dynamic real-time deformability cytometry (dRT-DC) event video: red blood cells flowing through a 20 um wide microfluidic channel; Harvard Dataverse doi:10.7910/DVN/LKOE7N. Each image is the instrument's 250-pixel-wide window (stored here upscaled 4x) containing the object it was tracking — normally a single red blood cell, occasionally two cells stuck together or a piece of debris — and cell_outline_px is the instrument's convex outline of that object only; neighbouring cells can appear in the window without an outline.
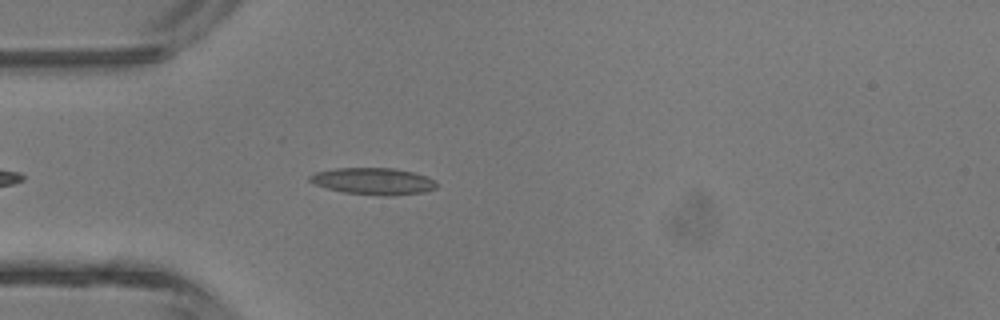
{"species": "common noctule bat (a hibernating species)", "species_latin": "Nyctalus noctula", "temperature_condition": "room temperature", "stored_images_in_passage": 4, "camera_frame_rate_fps": 3000, "um_per_image_px": 0.085, "animal": {"sex": "male", "body_mass_g": 13.3}, "frame": {"image": 1, "passage_image": 4, "time_ms": 3.333, "image_size_px": [1000, 320], "cell_outline_px": [[436, 188], [424, 192], [392, 196], [344, 192], [328, 188], [316, 184], [308, 180], [308, 176], [316, 172], [336, 168], [392, 168], [412, 172], [428, 176], [436, 184]], "centroid_in_image_um": [31.74, 15.4], "position_along_channel_um": 53.3, "area_um2": 19.54}}